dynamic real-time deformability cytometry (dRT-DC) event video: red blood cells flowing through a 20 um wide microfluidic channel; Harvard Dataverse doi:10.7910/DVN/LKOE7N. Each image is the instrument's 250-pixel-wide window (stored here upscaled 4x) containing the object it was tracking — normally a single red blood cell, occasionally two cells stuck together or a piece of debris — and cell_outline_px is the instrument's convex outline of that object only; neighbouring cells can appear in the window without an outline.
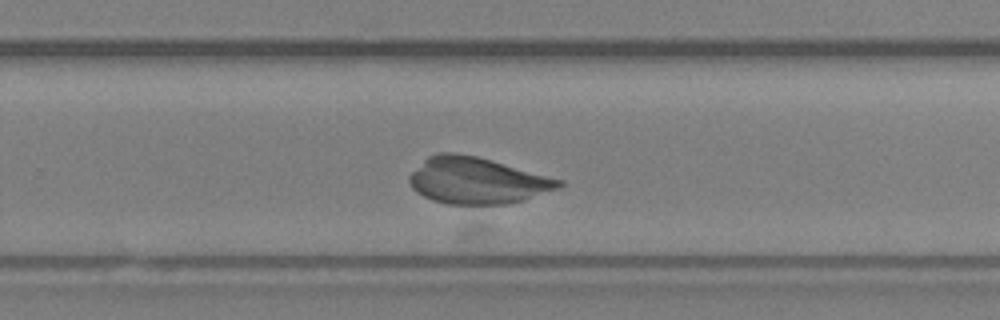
{"species": "Egyptian fruit bat (a non-hibernating species)", "species_latin": "Rousettus aegyptiacus", "temperature_condition": "room temperature", "stored_images_in_passage": 25, "camera_frame_rate_fps": 3000, "um_per_image_px": 0.085, "animal": {"sex": "female"}, "frame": {"image": 1, "passage_image": 15, "time_ms": 4.667, "image_size_px": [1000, 320], "cell_outline_px": [[564, 184], [560, 188], [524, 200], [508, 204], [448, 204], [432, 200], [416, 192], [412, 188], [408, 180], [408, 176], [428, 156], [436, 152], [452, 152], [476, 156], [492, 160], [564, 180]], "centroid_in_image_um": [40.56, 15.35], "position_along_channel_um": 289.2, "area_um2": 40.58}}
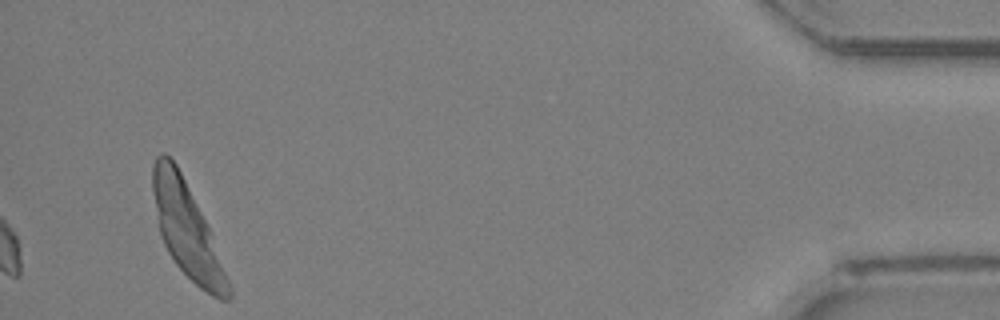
{"frame": {"image": 2, "passage_image": 25, "time_ms": 8.0, "image_size_px": [1000, 320], "cell_outline_px": [[232, 296], [228, 300], [220, 300], [212, 296], [200, 288], [176, 264], [168, 252], [160, 236], [152, 188], [152, 164], [156, 156], [160, 152], [164, 152], [176, 164], [208, 228], [228, 280], [232, 292]], "centroid_in_image_um": [15.84, 19.54], "position_along_channel_um": 419.4, "area_um2": 40.17}}